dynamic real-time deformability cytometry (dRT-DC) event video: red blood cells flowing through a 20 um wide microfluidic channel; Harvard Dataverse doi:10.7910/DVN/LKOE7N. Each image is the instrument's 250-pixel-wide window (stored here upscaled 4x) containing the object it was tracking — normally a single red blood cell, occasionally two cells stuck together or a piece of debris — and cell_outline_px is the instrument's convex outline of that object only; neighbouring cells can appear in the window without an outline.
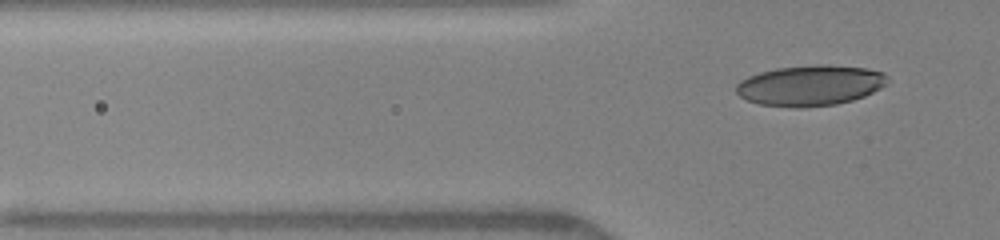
{"species": "human", "species_latin": "Homo sapiens", "temperature_condition": "warm", "stored_images_in_passage": 8, "segment_of_instrument_passage": [2, 2], "camera_frame_rate_fps": 3000, "um_per_image_px": 0.085, "donor": {"sex": "female"}, "frame": {"image": 1, "passage_image": 8, "time_ms": 6.0, "image_size_px": [1000, 240], "cell_outline_px": [[888, 84], [864, 96], [852, 100], [836, 104], [800, 108], [796, 108], [760, 104], [748, 100], [740, 96], [736, 92], [736, 84], [740, 80], [748, 76], [760, 72], [776, 68], [816, 64], [824, 64], [864, 68], [884, 72], [888, 76]], "centroid_in_image_um": [68.87, 7.26], "position_along_channel_um": 56.9, "area_um2": 35.89}}